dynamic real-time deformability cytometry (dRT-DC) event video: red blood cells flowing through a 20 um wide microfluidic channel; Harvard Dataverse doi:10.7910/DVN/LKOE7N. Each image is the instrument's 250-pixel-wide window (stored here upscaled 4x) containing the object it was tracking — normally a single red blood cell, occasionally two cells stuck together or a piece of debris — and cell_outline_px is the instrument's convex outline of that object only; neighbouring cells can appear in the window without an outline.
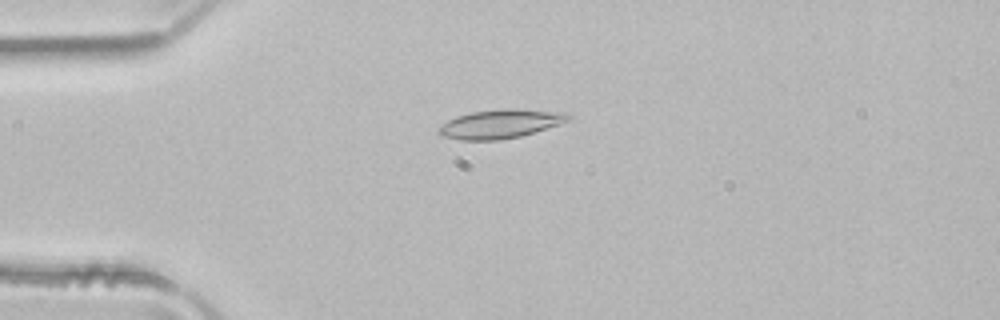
{"species": "common noctule bat (a hibernating species)", "species_latin": "Nyctalus noctula", "temperature_condition": "room temperature", "stored_images_in_passage": 4, "camera_frame_rate_fps": 3000, "um_per_image_px": 0.085, "animal": {"sex": "male", "body_mass_g": 21.5, "forearm_length_mm": 52.0}, "frame": {"image": 1, "passage_image": 3, "time_ms": 0.667, "image_size_px": [1000, 320], "cell_outline_px": [[572, 120], [560, 124], [520, 136], [500, 140], [460, 140], [444, 136], [436, 132], [440, 124], [456, 116], [472, 112], [508, 108], [516, 108], [568, 112], [572, 116]], "centroid_in_image_um": [42.57, 10.52], "position_along_channel_um": 42.4, "area_um2": 22.02}}
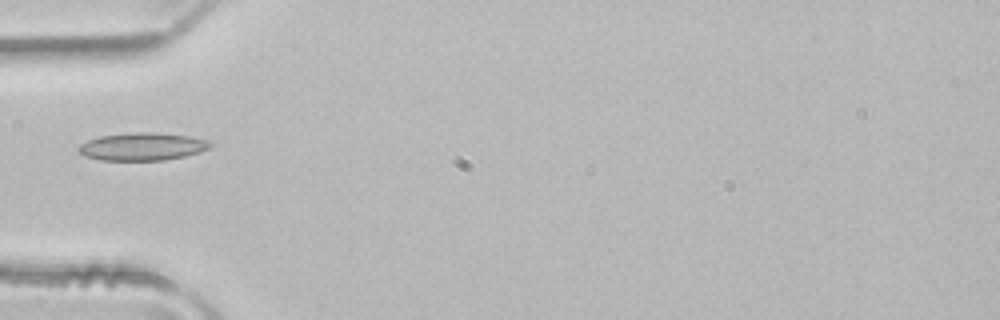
{"frame": {"image": 2, "passage_image": 4, "time_ms": 1.0, "image_size_px": [1000, 320], "cell_outline_px": [[216, 144], [212, 148], [200, 152], [184, 156], [164, 160], [100, 160], [84, 156], [76, 148], [80, 144], [88, 140], [100, 136], [136, 132], [156, 132], [188, 136], [208, 140]], "centroid_in_image_um": [12.14, 12.46], "position_along_channel_um": 72.9, "area_um2": 21.44}}